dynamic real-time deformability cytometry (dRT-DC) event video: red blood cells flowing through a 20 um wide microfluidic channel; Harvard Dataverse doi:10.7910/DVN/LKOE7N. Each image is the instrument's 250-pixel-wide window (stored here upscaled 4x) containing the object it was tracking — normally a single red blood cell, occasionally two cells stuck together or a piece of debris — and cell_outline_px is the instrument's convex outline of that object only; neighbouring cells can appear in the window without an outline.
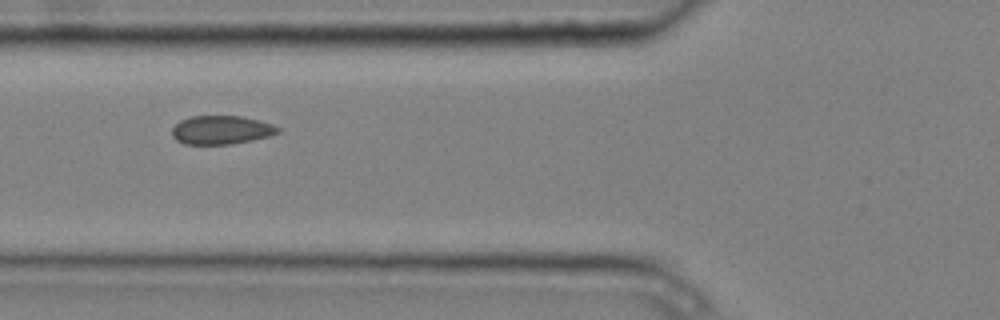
{"species": "common noctule bat (a hibernating species)", "species_latin": "Nyctalus noctula", "temperature_condition": "cold", "stored_images_in_passage": 6, "camera_frame_rate_fps": 3000, "um_per_image_px": 0.085, "animal": {"sex": "male", "body_mass_g": 20.4}, "frame": {"image": 1, "passage_image": 6, "time_ms": 1.667, "image_size_px": [1000, 320], "cell_outline_px": [[280, 132], [272, 136], [232, 144], [184, 144], [176, 140], [172, 136], [172, 128], [180, 120], [192, 116], [240, 116], [272, 124], [280, 128]], "centroid_in_image_um": [18.81, 11.05], "position_along_channel_um": 107.0, "area_um2": 17.69}}